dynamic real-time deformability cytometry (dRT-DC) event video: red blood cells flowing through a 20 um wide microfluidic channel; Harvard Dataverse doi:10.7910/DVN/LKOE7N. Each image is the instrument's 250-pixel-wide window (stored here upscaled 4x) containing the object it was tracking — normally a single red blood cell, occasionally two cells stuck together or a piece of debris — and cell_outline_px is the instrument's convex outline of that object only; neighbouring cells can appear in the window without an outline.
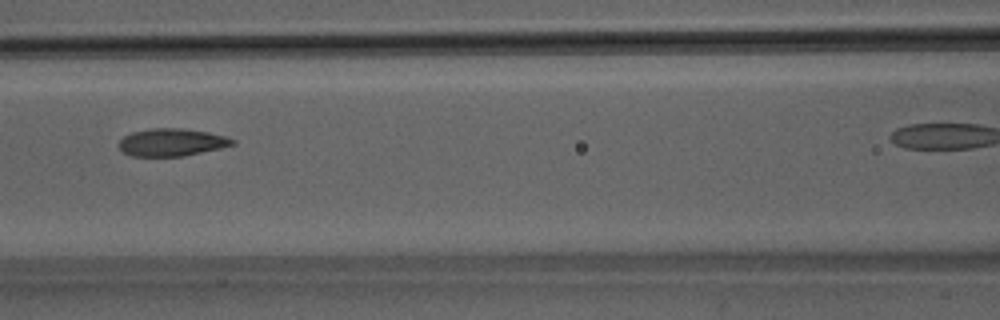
{"species": "Egyptian fruit bat (a non-hibernating species)", "species_latin": "Rousettus aegyptiacus", "temperature_condition": "room temperature", "stored_images_in_passage": 34, "camera_frame_rate_fps": 3000, "um_per_image_px": 0.085, "animal": {"sex": "male"}, "frame": {"image": 1, "passage_image": 12, "time_ms": 3.667, "image_size_px": [1000, 320], "cell_outline_px": [[236, 144], [220, 148], [184, 156], [132, 156], [124, 152], [120, 148], [120, 140], [124, 136], [132, 132], [152, 128], [180, 128], [208, 132], [228, 136], [236, 140]], "centroid_in_image_um": [14.64, 12.09], "position_along_channel_um": 152.0, "area_um2": 18.21}, "authors_computed_cell_mechanics": {"area_um2": 18.5249, "velocity_mm_per_s": 4.1417, "shape_relaxation_time_tau1_ms": 3.7549, "shape_relaxation_time_tau2_ms": 1.2518, "deformation_change_tau1": 0.1558, "deformation_change_tau2": 0.0822}}